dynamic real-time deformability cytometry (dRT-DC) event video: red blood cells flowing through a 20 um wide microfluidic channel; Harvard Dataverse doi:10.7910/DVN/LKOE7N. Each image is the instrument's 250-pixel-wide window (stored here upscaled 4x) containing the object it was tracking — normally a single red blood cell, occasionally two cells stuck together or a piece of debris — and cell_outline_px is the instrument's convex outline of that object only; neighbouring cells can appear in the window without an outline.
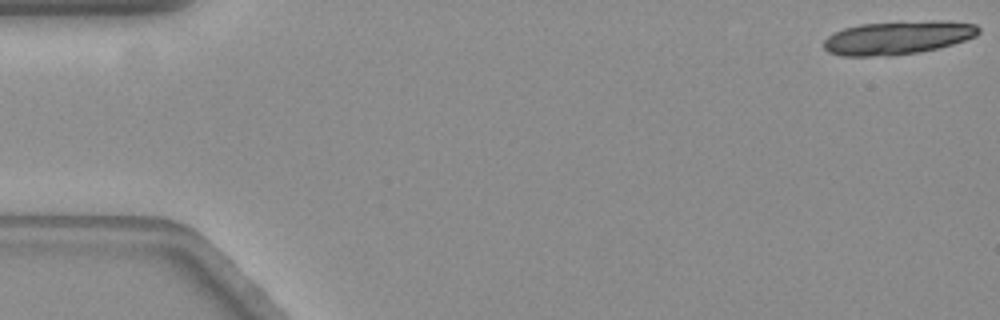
{"species": "common noctule bat (a hibernating species)", "species_latin": "Nyctalus noctula", "temperature_condition": "warm", "stored_images_in_passage": 19, "camera_frame_rate_fps": 3000, "um_per_image_px": 0.085, "animal": {"sex": "female", "body_mass_g": 19.3, "forearm_length_mm": 54.1}, "frame": {"image": 1, "passage_image": 1, "time_ms": 0.0, "image_size_px": [1000, 320], "cell_outline_px": [[980, 32], [976, 36], [952, 44], [920, 52], [892, 56], [844, 56], [828, 52], [824, 48], [824, 40], [828, 36], [844, 28], [860, 24], [932, 20], [944, 20], [976, 24], [980, 28]], "centroid_in_image_um": [76.33, 3.2], "position_along_channel_um": 8.7, "area_um2": 30.23}}